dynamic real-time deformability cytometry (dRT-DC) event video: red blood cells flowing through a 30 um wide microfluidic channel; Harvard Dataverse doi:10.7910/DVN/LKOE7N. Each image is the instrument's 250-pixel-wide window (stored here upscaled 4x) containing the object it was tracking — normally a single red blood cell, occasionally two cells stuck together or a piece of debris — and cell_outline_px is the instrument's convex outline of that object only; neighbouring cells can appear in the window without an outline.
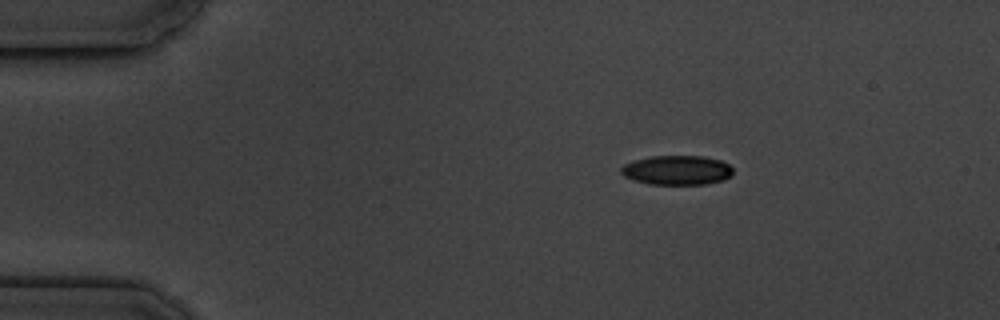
{"species": "common noctule bat (a hibernating species)", "species_latin": "Nyctalus noctula", "temperature_condition": "cold", "stored_images_in_passage": 4, "camera_frame_rate_fps": 3000, "um_per_image_px": 0.085, "animal": {"sex": "male", "body_mass_g": 19.5, "forearm_length_mm": 54.6}, "frame": {"image": 1, "passage_image": 2, "time_ms": 1.333, "image_size_px": [1000, 320], "cell_outline_px": [[732, 176], [724, 180], [704, 184], [652, 184], [632, 180], [624, 176], [620, 172], [620, 168], [624, 164], [632, 160], [652, 156], [704, 156], [720, 160], [728, 164], [732, 168]], "centroid_in_image_um": [57.53, 14.46], "position_along_channel_um": 27.5, "area_um2": 19.31}}
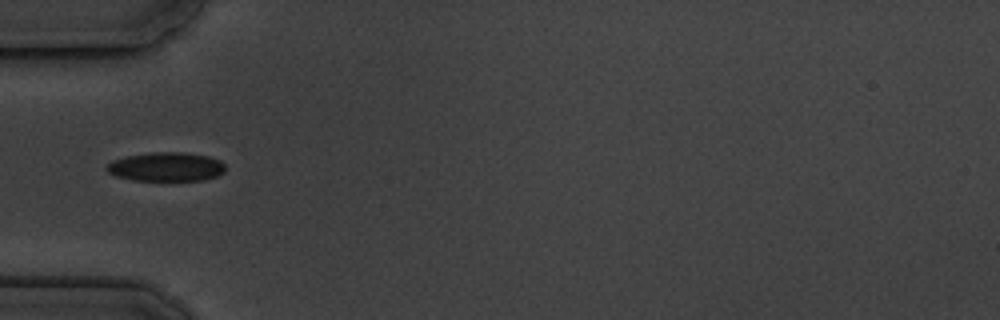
{"frame": {"image": 2, "passage_image": 4, "time_ms": 4.333, "image_size_px": [1000, 320], "cell_outline_px": [[224, 172], [216, 176], [204, 180], [132, 180], [116, 176], [108, 172], [108, 164], [112, 160], [128, 156], [152, 152], [184, 152], [208, 156], [220, 160], [224, 164]], "centroid_in_image_um": [14.14, 14.17], "position_along_channel_um": 70.9, "area_um2": 19.88}}